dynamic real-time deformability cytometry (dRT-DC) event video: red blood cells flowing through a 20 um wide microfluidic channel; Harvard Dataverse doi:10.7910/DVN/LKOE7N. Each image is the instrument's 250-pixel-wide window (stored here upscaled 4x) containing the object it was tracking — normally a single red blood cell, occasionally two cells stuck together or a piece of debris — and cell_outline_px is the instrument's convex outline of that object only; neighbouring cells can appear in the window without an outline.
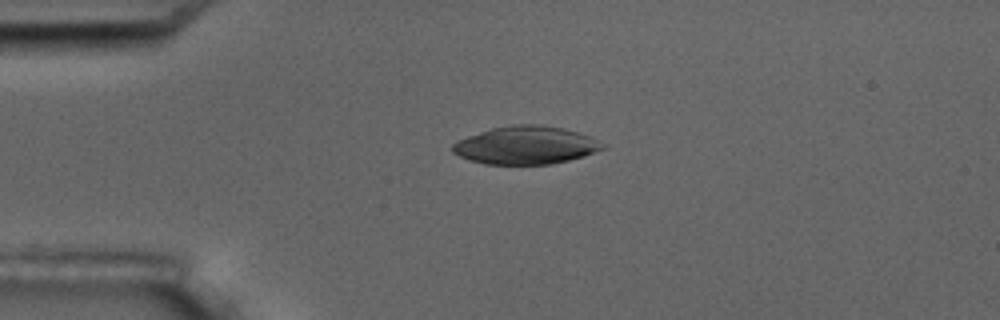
{"species": "common noctule bat (a hibernating species)", "species_latin": "Nyctalus noctula", "temperature_condition": "room temperature", "stored_images_in_passage": 3, "camera_frame_rate_fps": 3000, "um_per_image_px": 0.085, "animal": {"sex": "male", "body_mass_g": 17.5, "forearm_length_mm": 52.3}, "frame": {"image": 1, "passage_image": 2, "time_ms": 2.0, "image_size_px": [1000, 320], "cell_outline_px": [[608, 148], [584, 156], [552, 164], [484, 164], [460, 156], [452, 152], [452, 144], [456, 140], [492, 128], [512, 124], [540, 124], [564, 128], [580, 132], [592, 136]], "centroid_in_image_um": [44.73, 12.33], "position_along_channel_um": 40.3, "area_um2": 33.41}}